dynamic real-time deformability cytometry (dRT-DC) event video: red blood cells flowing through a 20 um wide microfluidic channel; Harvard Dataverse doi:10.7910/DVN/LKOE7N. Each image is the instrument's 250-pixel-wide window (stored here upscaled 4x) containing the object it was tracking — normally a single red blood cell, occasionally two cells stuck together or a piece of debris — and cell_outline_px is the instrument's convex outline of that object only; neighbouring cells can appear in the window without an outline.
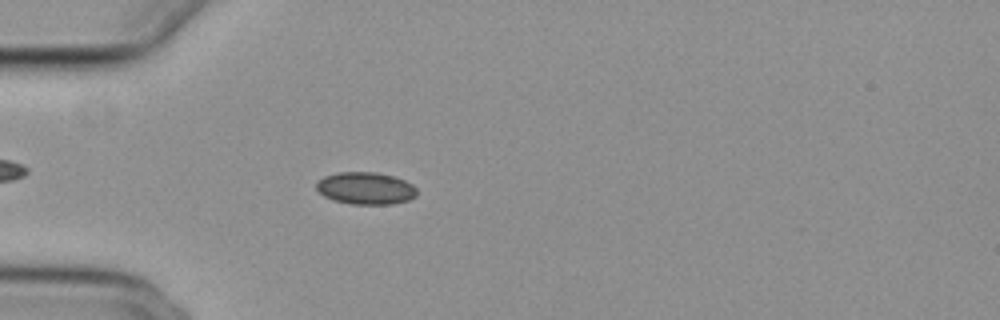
{"species": "common noctule bat (a hibernating species)", "species_latin": "Nyctalus noctula", "temperature_condition": "cold", "stored_images_in_passage": 48, "camera_frame_rate_fps": 3000, "um_per_image_px": 0.085, "animal": {"sex": "female", "body_mass_g": 29.2, "forearm_length_mm": 56.3}, "frame": {"image": 1, "passage_image": 9, "time_ms": 2.667, "image_size_px": [1000, 320], "cell_outline_px": [[416, 196], [408, 200], [392, 204], [352, 204], [332, 200], [324, 196], [316, 188], [316, 184], [324, 176], [336, 172], [376, 172], [392, 176], [404, 180], [412, 184], [416, 188]], "centroid_in_image_um": [31.07, 16.0], "position_along_channel_um": 53.9, "area_um2": 18.84}}
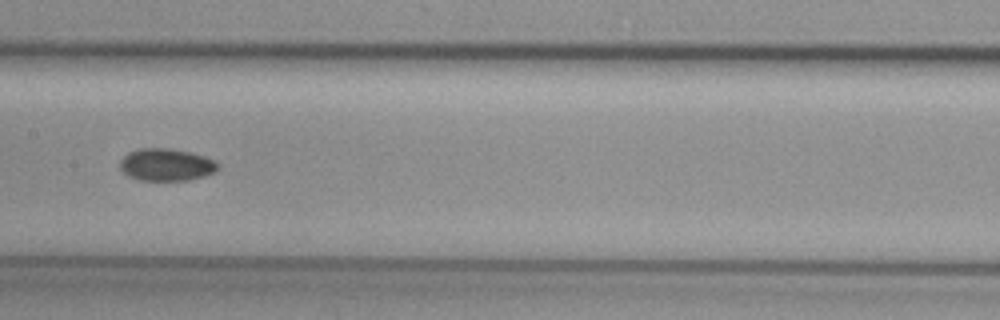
{"frame": {"image": 2, "passage_image": 21, "time_ms": 6.667, "image_size_px": [1000, 320], "cell_outline_px": [[220, 168], [204, 176], [188, 180], [140, 180], [128, 176], [120, 168], [120, 160], [128, 152], [140, 148], [172, 148], [204, 156], [216, 160], [220, 164]], "centroid_in_image_um": [14.14, 13.99], "position_along_channel_um": 193.3, "area_um2": 18.5}}
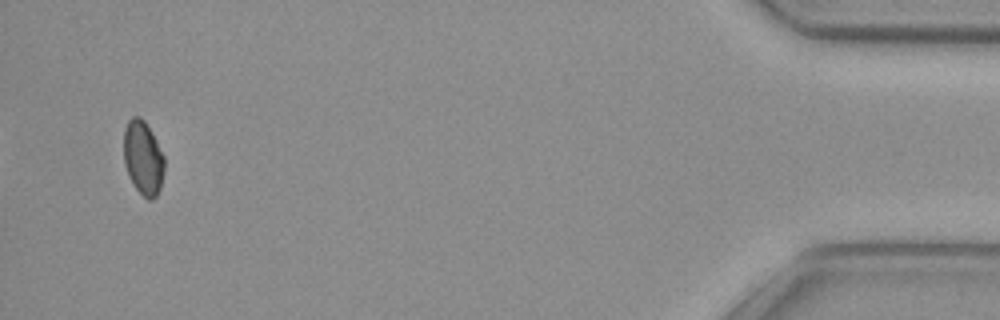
{"frame": {"image": 3, "passage_image": 46, "time_ms": 15.0, "image_size_px": [1000, 320], "cell_outline_px": [[164, 172], [160, 188], [156, 196], [152, 200], [148, 200], [132, 184], [128, 176], [124, 164], [124, 128], [128, 120], [132, 116], [140, 116], [144, 120], [152, 132], [164, 156]], "centroid_in_image_um": [12.15, 13.41], "position_along_channel_um": 423.0, "area_um2": 17.69}, "authors_computed_cell_mechanics": {"area_um2": 18.4382, "velocity_mm_per_s": 3.7384, "shape_relaxation_time_tau1_ms": null, "shape_relaxation_time_tau2_ms": 7.5682, "deformation_change_tau1": null, "deformation_change_tau2": 0.0706}}